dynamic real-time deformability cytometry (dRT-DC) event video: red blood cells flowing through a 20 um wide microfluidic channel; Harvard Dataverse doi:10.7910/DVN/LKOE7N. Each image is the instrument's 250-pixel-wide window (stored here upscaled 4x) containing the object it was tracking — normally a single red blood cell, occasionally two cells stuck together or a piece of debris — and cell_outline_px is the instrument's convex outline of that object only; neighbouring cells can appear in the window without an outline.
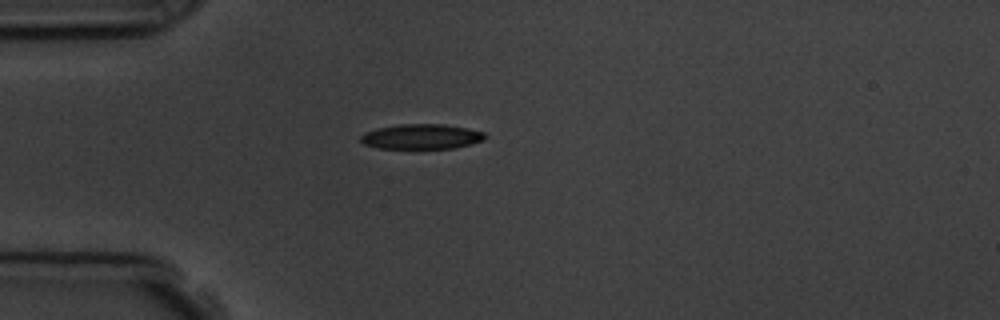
{"species": "common noctule bat (a hibernating species)", "species_latin": "Nyctalus noctula", "temperature_condition": "room temperature", "stored_images_in_passage": 5, "camera_frame_rate_fps": 3000, "um_per_image_px": 0.085, "animal": {"sex": "male", "body_mass_g": 19.5, "forearm_length_mm": 54.6}, "frame": {"image": 1, "passage_image": 4, "time_ms": 3.333, "image_size_px": [1000, 320], "cell_outline_px": [[488, 136], [484, 140], [472, 144], [452, 148], [376, 148], [364, 144], [360, 140], [360, 136], [364, 132], [376, 128], [400, 124], [444, 124], [468, 128], [484, 132]], "centroid_in_image_um": [35.83, 11.6], "position_along_channel_um": 49.2, "area_um2": 18.26}}